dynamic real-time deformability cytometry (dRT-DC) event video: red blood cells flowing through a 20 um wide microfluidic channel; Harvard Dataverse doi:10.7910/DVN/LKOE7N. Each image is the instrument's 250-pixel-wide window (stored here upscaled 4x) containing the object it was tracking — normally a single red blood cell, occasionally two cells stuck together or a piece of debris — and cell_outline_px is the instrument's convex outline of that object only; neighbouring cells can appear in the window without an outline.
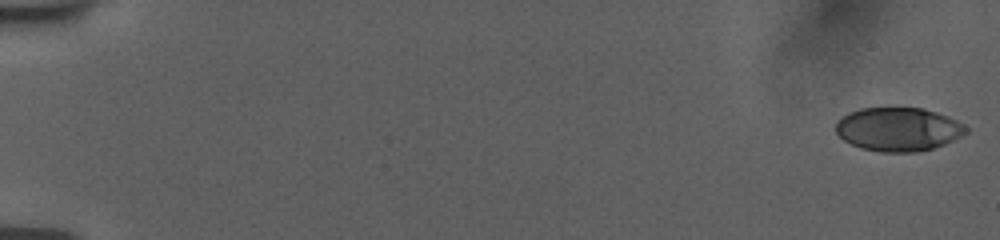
{"species": "human", "species_latin": "Homo sapiens", "temperature_condition": "room temperature", "stored_images_in_passage": 29, "camera_frame_rate_fps": 3000, "um_per_image_px": 0.085, "donor": {"sex": "female"}, "frame": {"image": 1, "passage_image": 1, "time_ms": 0.0, "image_size_px": [1000, 240], "cell_outline_px": [[968, 132], [944, 144], [932, 148], [916, 152], [880, 152], [860, 148], [844, 140], [836, 132], [836, 124], [848, 112], [860, 108], [888, 104], [924, 108], [948, 116], [964, 124], [968, 128]], "centroid_in_image_um": [76.35, 10.93], "position_along_channel_um": 8.7, "area_um2": 33.93}}
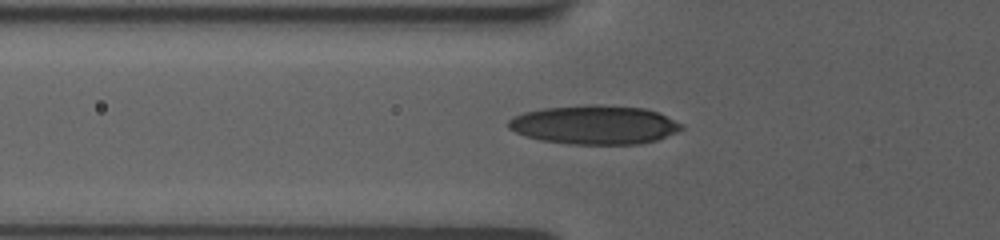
{"frame": {"image": 2, "passage_image": 23, "time_ms": 6.667, "image_size_px": [1000, 240], "cell_outline_px": [[684, 128], [676, 132], [656, 140], [640, 144], [568, 144], [540, 140], [524, 136], [508, 128], [508, 120], [512, 116], [524, 112], [544, 108], [584, 104], [600, 104], [644, 108], [656, 112], [684, 124]], "centroid_in_image_um": [50.5, 10.6], "position_along_channel_um": 75.3, "area_um2": 39.48}}
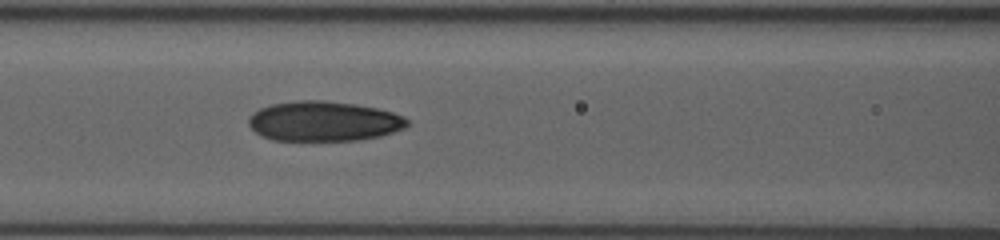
{"frame": {"image": 3, "passage_image": 29, "time_ms": 8.333, "image_size_px": [1000, 240], "cell_outline_px": [[408, 124], [404, 128], [380, 136], [360, 140], [272, 140], [260, 136], [248, 124], [248, 116], [252, 112], [260, 108], [272, 104], [300, 100], [324, 100], [356, 104], [376, 108], [392, 112], [404, 116], [408, 120]], "centroid_in_image_um": [27.49, 10.3], "position_along_channel_um": 139.1, "area_um2": 36.99}}